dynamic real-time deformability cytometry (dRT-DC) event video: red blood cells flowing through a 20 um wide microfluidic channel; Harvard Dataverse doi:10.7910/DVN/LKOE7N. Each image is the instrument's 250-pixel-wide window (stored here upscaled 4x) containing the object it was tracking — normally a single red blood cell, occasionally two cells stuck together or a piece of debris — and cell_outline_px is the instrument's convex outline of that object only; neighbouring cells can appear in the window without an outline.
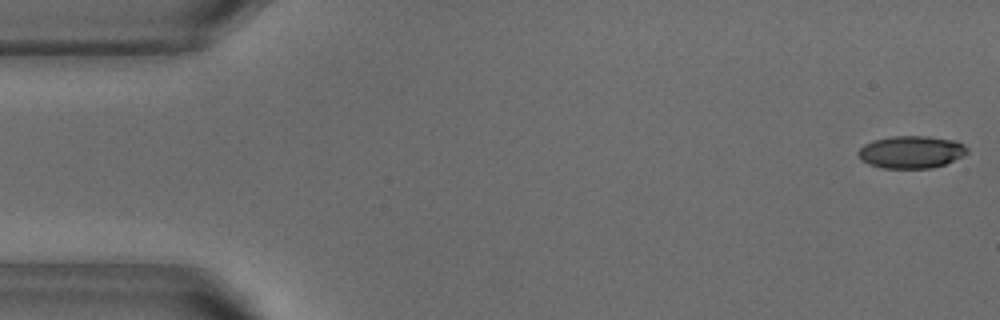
{"species": "common noctule bat (a hibernating species)", "species_latin": "Nyctalus noctula", "temperature_condition": "warm", "stored_images_in_passage": 52, "camera_frame_rate_fps": 3000, "um_per_image_px": 0.085, "animal": {"sex": "male", "body_mass_g": 18.8}, "frame": {"image": 1, "passage_image": 1, "time_ms": 0.0, "image_size_px": [1000, 320], "cell_outline_px": [[968, 152], [964, 156], [944, 164], [932, 168], [884, 168], [868, 164], [860, 160], [856, 152], [864, 144], [872, 140], [892, 136], [928, 136], [956, 140], [964, 144], [968, 148]], "centroid_in_image_um": [77.45, 12.91], "position_along_channel_um": 7.6, "area_um2": 20.87}}
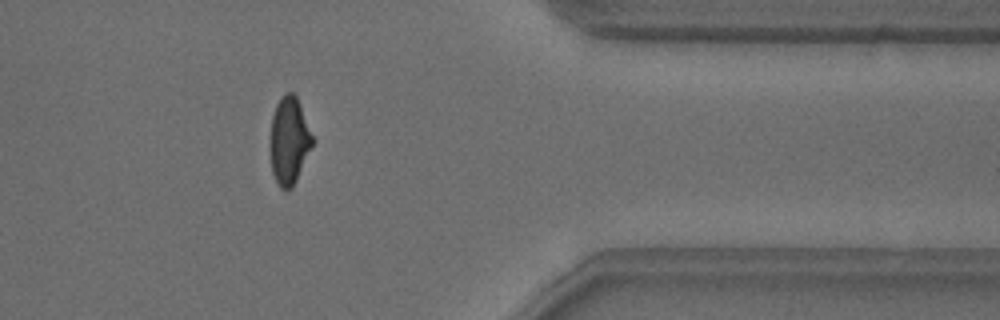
{"frame": {"image": 2, "passage_image": 42, "time_ms": 13.667, "image_size_px": [1000, 320], "cell_outline_px": [[316, 140], [292, 188], [284, 192], [280, 188], [272, 172], [272, 116], [276, 104], [280, 96], [284, 92], [292, 92], [296, 96]], "centroid_in_image_um": [24.63, 11.94], "position_along_channel_um": 386.8, "area_um2": 21.44}}
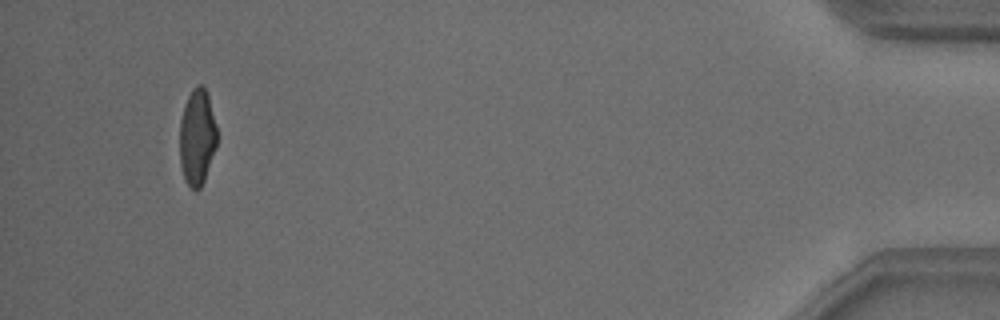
{"frame": {"image": 3, "passage_image": 49, "time_ms": 16.0, "image_size_px": [1000, 320], "cell_outline_px": [[216, 148], [204, 180], [200, 188], [196, 192], [184, 180], [180, 164], [180, 120], [188, 96], [196, 84], [204, 84], [208, 92], [216, 124]], "centroid_in_image_um": [16.76, 11.64], "position_along_channel_um": 418.4, "area_um2": 21.04}, "authors_computed_cell_mechanics": {"area_um2": 22.0507, "velocity_mm_per_s": 3.8368, "shape_relaxation_time_tau1_ms": 4.3444, "shape_relaxation_time_tau2_ms": 0.9104, "deformation_change_tau1": 0.1735, "deformation_change_tau2": 0.0686}}